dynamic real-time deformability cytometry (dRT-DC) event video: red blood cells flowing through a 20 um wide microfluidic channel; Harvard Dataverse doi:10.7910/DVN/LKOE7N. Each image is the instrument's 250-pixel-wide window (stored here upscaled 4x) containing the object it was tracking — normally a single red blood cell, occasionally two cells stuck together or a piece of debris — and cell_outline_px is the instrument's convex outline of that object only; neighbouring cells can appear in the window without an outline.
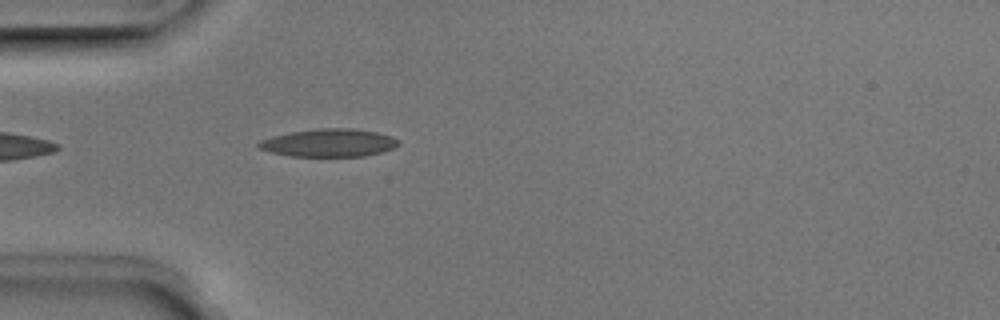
{"species": "Egyptian fruit bat (a non-hibernating species)", "species_latin": "Rousettus aegyptiacus", "temperature_condition": "room temperature", "stored_images_in_passage": 33, "camera_frame_rate_fps": 3000, "um_per_image_px": 0.085, "animal": {"sex": "male"}, "frame": {"image": 1, "passage_image": 1, "time_ms": 0.0, "image_size_px": [1000, 320], "cell_outline_px": [[400, 144], [392, 148], [380, 152], [364, 156], [288, 156], [272, 152], [260, 148], [256, 144], [260, 140], [272, 136], [292, 132], [320, 128], [352, 128], [376, 132], [392, 136], [400, 140]], "centroid_in_image_um": [27.97, 12.14], "position_along_channel_um": 57.0, "area_um2": 22.6}}
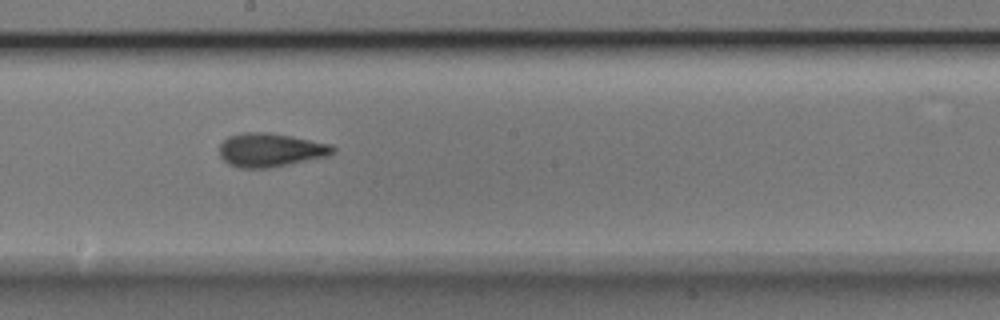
{"frame": {"image": 2, "passage_image": 14, "time_ms": 4.333, "image_size_px": [1000, 320], "cell_outline_px": [[336, 152], [328, 156], [268, 168], [240, 168], [228, 164], [220, 156], [220, 144], [228, 136], [244, 132], [268, 132], [332, 144], [336, 148]], "centroid_in_image_um": [22.99, 12.75], "position_along_channel_um": 225.2, "area_um2": 22.25}}
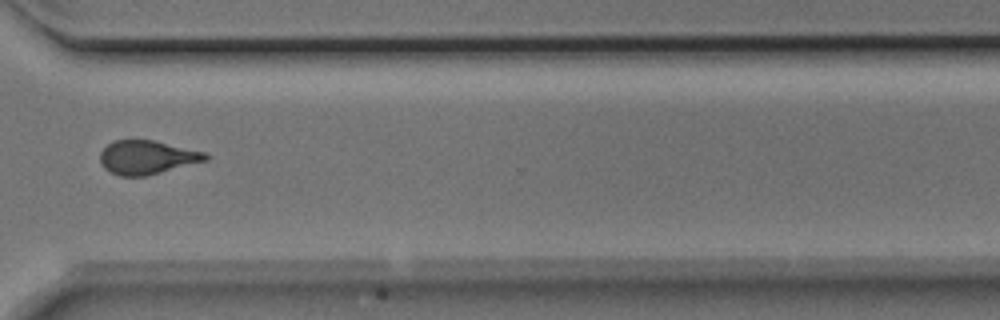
{"frame": {"image": 3, "passage_image": 24, "time_ms": 7.667, "image_size_px": [1000, 320], "cell_outline_px": [[208, 160], [144, 176], [120, 176], [104, 168], [100, 160], [100, 152], [112, 140], [152, 140], [204, 152], [208, 156]], "centroid_in_image_um": [12.46, 13.37], "position_along_channel_um": 358.1, "area_um2": 20.4}, "authors_computed_cell_mechanics": {"area_um2": 21.3282, "velocity_mm_per_s": 3.9859, "shape_relaxation_time_tau1_ms": 4.8273, "shape_relaxation_time_tau2_ms": 2.0799, "deformation_change_tau1": 0.1707, "deformation_change_tau2": 0.1011}}